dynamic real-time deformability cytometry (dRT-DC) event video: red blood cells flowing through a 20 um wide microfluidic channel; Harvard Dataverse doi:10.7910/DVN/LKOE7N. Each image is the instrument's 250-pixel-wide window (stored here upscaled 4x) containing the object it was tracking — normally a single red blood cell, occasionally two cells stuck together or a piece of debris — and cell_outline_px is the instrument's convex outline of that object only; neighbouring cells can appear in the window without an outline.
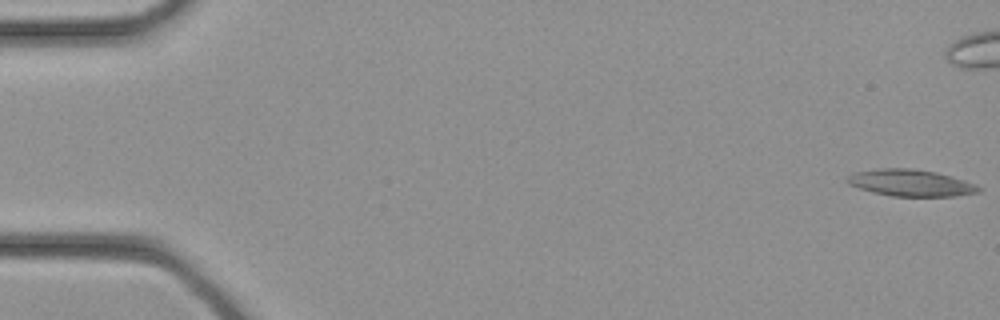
{"species": "common noctule bat (a hibernating species)", "species_latin": "Nyctalus noctula", "temperature_condition": "cold", "stored_images_in_passage": 35, "camera_frame_rate_fps": 3000, "um_per_image_px": 0.085, "animal": {"sex": "female", "body_mass_g": 21.9}, "frame": {"image": 1, "passage_image": 1, "time_ms": 0.0, "image_size_px": [1000, 320], "cell_outline_px": [[984, 188], [980, 192], [956, 196], [892, 196], [872, 192], [848, 184], [844, 180], [848, 176], [856, 172], [880, 168], [912, 168], [936, 172], [964, 180], [976, 184]], "centroid_in_image_um": [77.43, 15.55], "position_along_channel_um": 7.6, "area_um2": 20.52}}
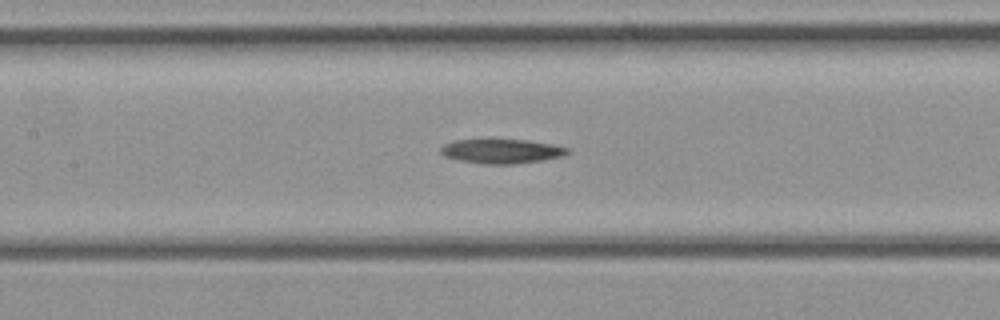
{"frame": {"image": 2, "passage_image": 16, "time_ms": 5.0, "image_size_px": [1000, 320], "cell_outline_px": [[572, 152], [564, 156], [544, 160], [512, 164], [484, 164], [460, 160], [444, 156], [440, 152], [440, 148], [444, 144], [456, 140], [488, 136], [492, 136], [528, 140], [552, 144], [568, 148]], "centroid_in_image_um": [42.63, 12.8], "position_along_channel_um": 164.8, "area_um2": 19.07}}
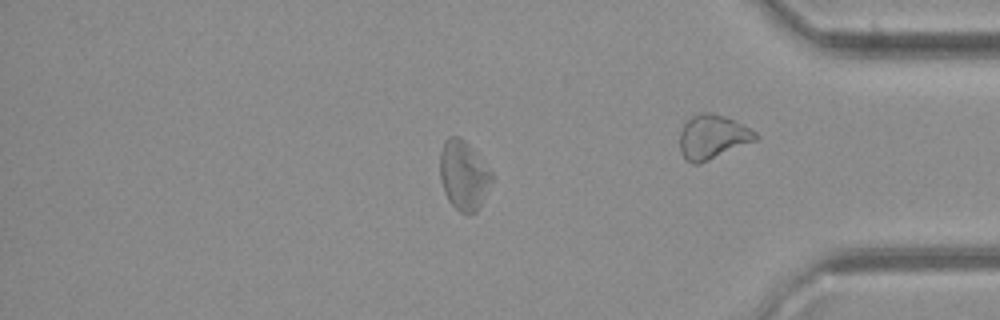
{"frame": {"image": 3, "passage_image": 29, "time_ms": 9.333, "image_size_px": [1000, 320], "cell_outline_px": [[492, 180], [476, 212], [468, 216], [460, 212], [448, 200], [444, 192], [440, 180], [440, 152], [444, 140], [448, 136], [460, 136], [472, 148], [492, 172]], "centroid_in_image_um": [39.38, 14.89], "position_along_channel_um": 395.8, "area_um2": 20.87}}